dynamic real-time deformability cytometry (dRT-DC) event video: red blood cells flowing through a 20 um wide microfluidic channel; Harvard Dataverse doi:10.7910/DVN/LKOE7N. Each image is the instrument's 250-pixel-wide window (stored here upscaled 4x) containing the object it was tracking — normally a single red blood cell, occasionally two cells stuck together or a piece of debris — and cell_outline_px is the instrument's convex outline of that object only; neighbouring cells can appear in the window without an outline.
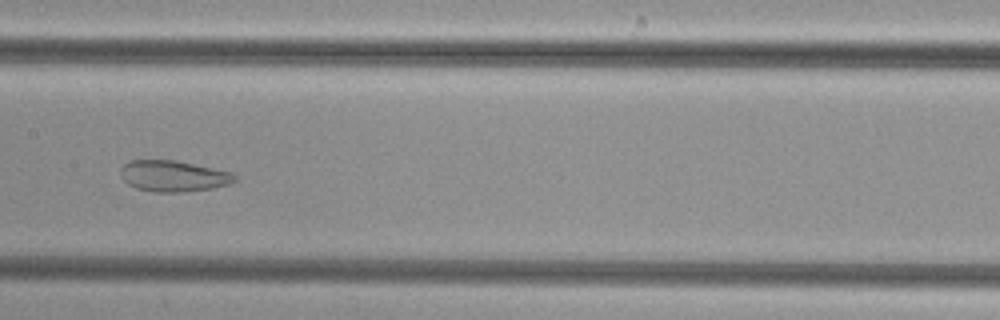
{"species": "common noctule bat (a hibernating species)", "species_latin": "Nyctalus noctula", "temperature_condition": "cold", "stored_images_in_passage": 45, "camera_frame_rate_fps": 3000, "um_per_image_px": 0.085, "animal": {"sex": "female", "body_mass_g": 29.2, "forearm_length_mm": 56.3}, "frame": {"image": 1, "passage_image": 20, "time_ms": 6.333, "image_size_px": [1000, 320], "cell_outline_px": [[236, 180], [228, 184], [212, 188], [180, 192], [156, 192], [136, 188], [128, 184], [120, 176], [120, 168], [124, 164], [132, 160], [176, 160], [232, 172], [236, 176]], "centroid_in_image_um": [14.72, 14.96], "position_along_channel_um": 192.7, "area_um2": 20.63}}
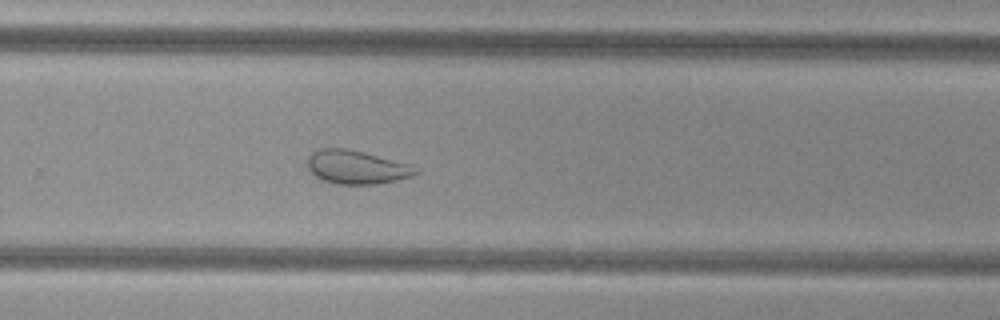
{"frame": {"image": 2, "passage_image": 28, "time_ms": 9.0, "image_size_px": [1000, 320], "cell_outline_px": [[420, 172], [412, 176], [396, 180], [376, 184], [336, 184], [320, 180], [308, 168], [308, 156], [312, 152], [320, 148], [348, 148], [408, 164], [420, 168]], "centroid_in_image_um": [30.3, 14.21], "position_along_channel_um": 299.5, "area_um2": 21.15}}
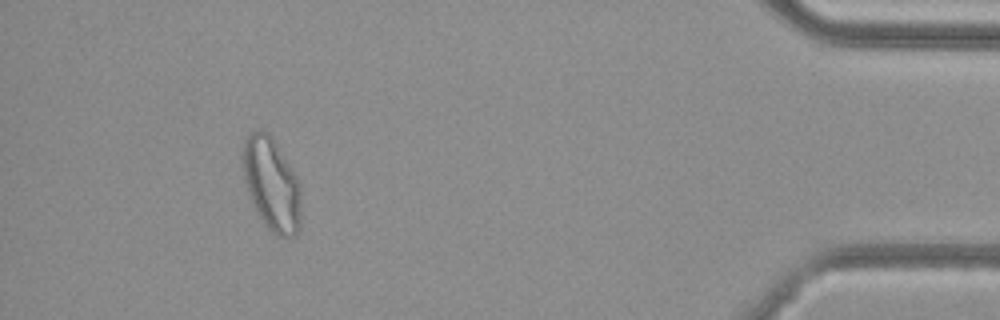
{"frame": {"image": 3, "passage_image": 41, "time_ms": 13.333, "image_size_px": [1000, 320], "cell_outline_px": [[300, 228], [292, 236], [276, 236], [264, 224], [252, 204], [248, 196], [244, 180], [240, 156], [244, 140], [252, 132], [268, 132], [272, 136], [296, 176], [300, 184]], "centroid_in_image_um": [23.05, 15.66], "position_along_channel_um": 412.2, "area_um2": 31.73}}